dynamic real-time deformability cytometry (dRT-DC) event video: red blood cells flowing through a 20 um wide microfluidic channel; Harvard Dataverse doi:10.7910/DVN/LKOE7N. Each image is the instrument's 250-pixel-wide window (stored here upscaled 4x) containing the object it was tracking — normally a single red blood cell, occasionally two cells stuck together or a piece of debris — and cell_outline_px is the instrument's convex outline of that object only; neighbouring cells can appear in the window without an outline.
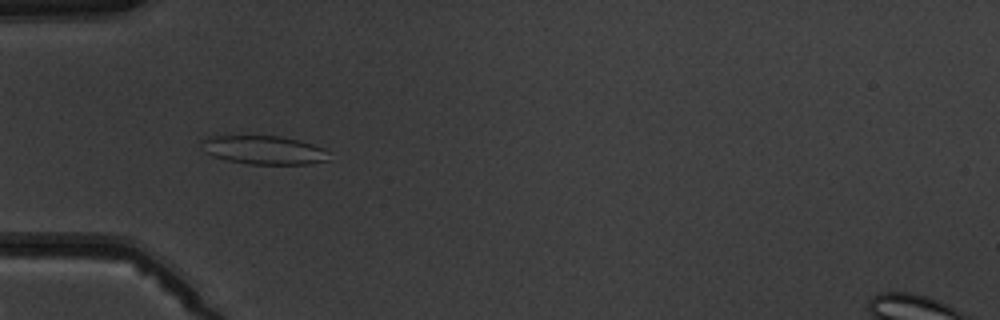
{"species": "common noctule bat (a hibernating species)", "species_latin": "Nyctalus noctula", "temperature_condition": "warm", "stored_images_in_passage": 6, "camera_frame_rate_fps": 3000, "um_per_image_px": 0.085, "animal": {"sex": "male", "body_mass_g": 19.5, "forearm_length_mm": 54.6}, "frame": {"image": 1, "passage_image": 5, "time_ms": 4.667, "image_size_px": [1000, 320], "cell_outline_px": [[328, 160], [308, 164], [248, 164], [228, 160], [212, 156], [204, 152], [200, 140], [208, 136], [280, 136], [312, 144], [324, 148], [328, 152]], "centroid_in_image_um": [22.39, 12.75], "position_along_channel_um": 62.6, "area_um2": 21.21}}
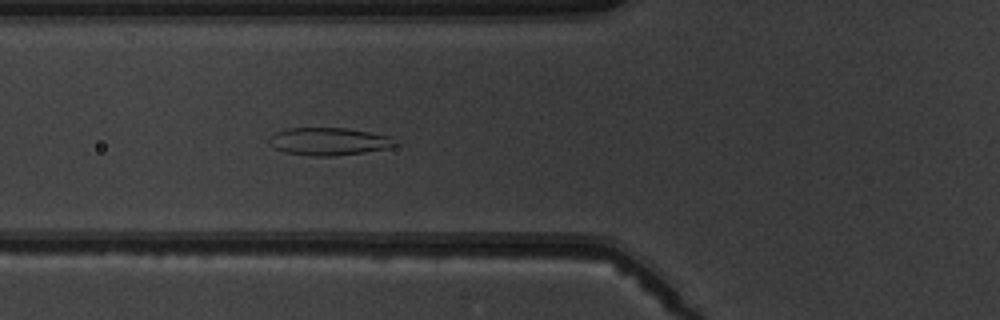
{"frame": {"image": 2, "passage_image": 6, "time_ms": 5.667, "image_size_px": [1000, 320], "cell_outline_px": [[400, 144], [388, 148], [364, 152], [332, 156], [312, 156], [284, 152], [276, 148], [268, 140], [276, 132], [288, 128], [348, 128], [388, 136], [396, 140]], "centroid_in_image_um": [27.98, 12.02], "position_along_channel_um": 97.8, "area_um2": 20.11}}